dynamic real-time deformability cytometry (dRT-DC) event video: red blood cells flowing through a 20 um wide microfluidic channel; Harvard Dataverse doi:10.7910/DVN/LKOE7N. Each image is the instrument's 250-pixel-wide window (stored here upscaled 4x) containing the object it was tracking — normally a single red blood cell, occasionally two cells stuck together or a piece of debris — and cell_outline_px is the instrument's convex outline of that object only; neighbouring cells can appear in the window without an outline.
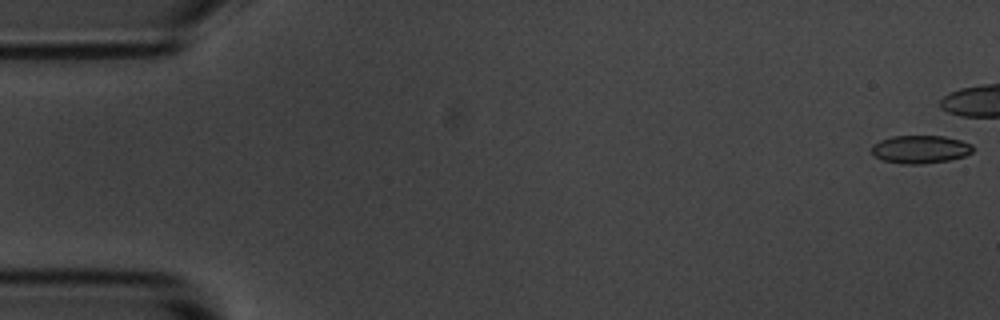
{"species": "common noctule bat (a hibernating species)", "species_latin": "Nyctalus noctula", "temperature_condition": "room temperature", "stored_images_in_passage": 8, "camera_frame_rate_fps": 3000, "um_per_image_px": 0.085, "animal": {"sex": "male", "body_mass_g": 20.1, "forearm_length_mm": 53.5}, "frame": {"image": 1, "passage_image": 1, "time_ms": 0.0, "image_size_px": [1000, 320], "cell_outline_px": [[972, 152], [964, 156], [952, 160], [924, 164], [900, 164], [884, 160], [876, 156], [872, 152], [872, 144], [880, 140], [892, 136], [944, 136], [960, 140], [972, 144]], "centroid_in_image_um": [78.24, 12.7], "position_along_channel_um": 6.8, "area_um2": 16.59}}